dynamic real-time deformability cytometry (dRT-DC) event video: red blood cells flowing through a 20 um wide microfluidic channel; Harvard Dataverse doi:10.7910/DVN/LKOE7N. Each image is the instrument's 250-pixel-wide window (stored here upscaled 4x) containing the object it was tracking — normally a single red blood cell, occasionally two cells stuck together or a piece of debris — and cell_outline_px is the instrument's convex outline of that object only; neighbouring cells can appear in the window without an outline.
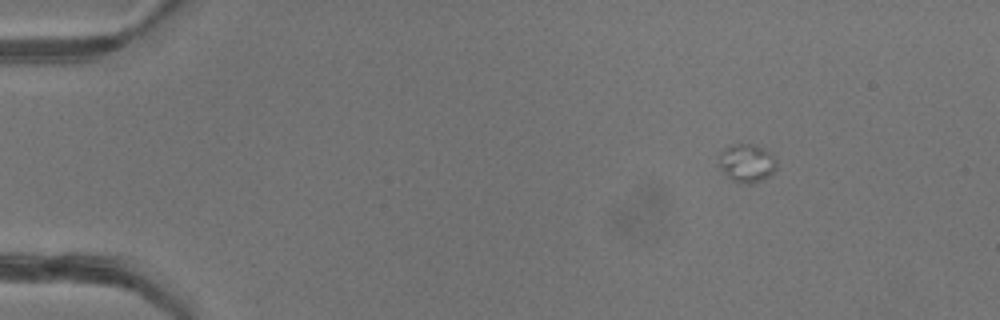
{"species": "common noctule bat (a hibernating species)", "species_latin": "Nyctalus noctula", "temperature_condition": "warm", "stored_images_in_passage": 32, "camera_frame_rate_fps": 3000, "um_per_image_px": 0.085, "animal": {"sex": "female"}, "frame": {"image": 1, "passage_image": 1, "time_ms": 0.0, "image_size_px": [1000, 320], "cell_outline_px": [[776, 168], [764, 180], [752, 184], [740, 184], [732, 180], [720, 168], [720, 152], [724, 148], [736, 144], [752, 144], [764, 148], [772, 152], [776, 160]], "centroid_in_image_um": [63.51, 13.87], "position_along_channel_um": 21.5, "area_um2": 12.95}}